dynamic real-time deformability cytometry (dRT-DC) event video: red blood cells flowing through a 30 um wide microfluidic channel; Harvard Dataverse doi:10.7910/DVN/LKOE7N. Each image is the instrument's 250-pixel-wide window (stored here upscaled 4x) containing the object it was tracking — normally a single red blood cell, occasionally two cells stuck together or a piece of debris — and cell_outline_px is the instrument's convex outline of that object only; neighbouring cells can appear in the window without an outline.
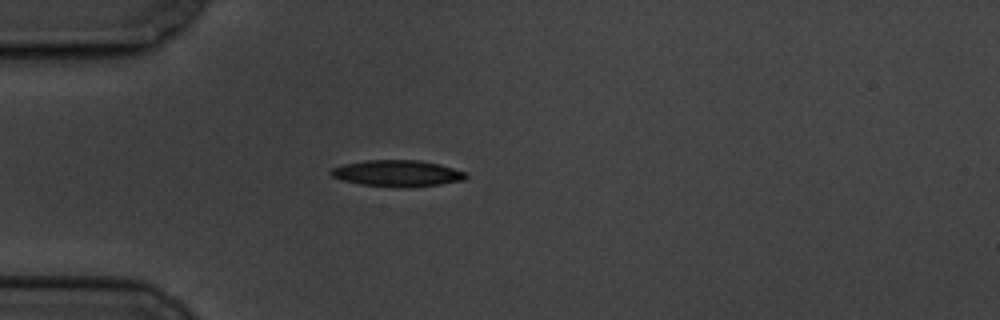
{"species": "common noctule bat (a hibernating species)", "species_latin": "Nyctalus noctula", "temperature_condition": "cold", "stored_images_in_passage": 2, "camera_frame_rate_fps": 3000, "um_per_image_px": 0.085, "animal": {"sex": "male", "body_mass_g": 19.5, "forearm_length_mm": 54.6}, "frame": {"image": 1, "passage_image": 2, "time_ms": 1.0, "image_size_px": [1000, 320], "cell_outline_px": [[468, 176], [464, 180], [440, 184], [396, 188], [360, 184], [344, 180], [332, 176], [328, 172], [332, 168], [344, 164], [364, 160], [420, 160], [440, 164], [468, 172]], "centroid_in_image_um": [33.8, 14.73], "position_along_channel_um": 51.2, "area_um2": 20.87}}